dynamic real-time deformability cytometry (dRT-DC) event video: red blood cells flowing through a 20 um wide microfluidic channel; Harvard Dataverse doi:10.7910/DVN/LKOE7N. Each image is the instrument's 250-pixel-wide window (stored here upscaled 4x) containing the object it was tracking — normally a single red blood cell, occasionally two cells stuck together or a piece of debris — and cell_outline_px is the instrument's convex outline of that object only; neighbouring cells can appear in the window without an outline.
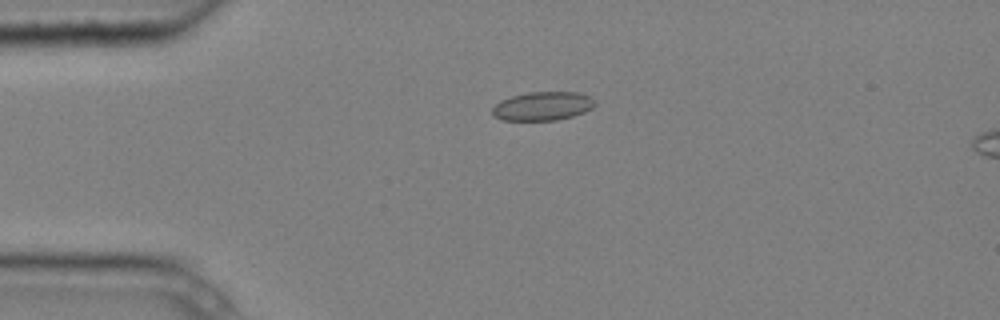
{"species": "common noctule bat (a hibernating species)", "species_latin": "Nyctalus noctula", "temperature_condition": "cold", "stored_images_in_passage": 6, "camera_frame_rate_fps": 3000, "um_per_image_px": 0.085, "animal": {"sex": "male", "body_mass_g": 20.4}, "frame": {"image": 1, "passage_image": 4, "time_ms": 1.0, "image_size_px": [1000, 320], "cell_outline_px": [[596, 104], [592, 108], [584, 112], [572, 116], [556, 120], [504, 120], [492, 116], [492, 108], [500, 100], [512, 96], [528, 92], [580, 92], [596, 100]], "centroid_in_image_um": [46.13, 9.01], "position_along_channel_um": 38.9, "area_um2": 17.22}}